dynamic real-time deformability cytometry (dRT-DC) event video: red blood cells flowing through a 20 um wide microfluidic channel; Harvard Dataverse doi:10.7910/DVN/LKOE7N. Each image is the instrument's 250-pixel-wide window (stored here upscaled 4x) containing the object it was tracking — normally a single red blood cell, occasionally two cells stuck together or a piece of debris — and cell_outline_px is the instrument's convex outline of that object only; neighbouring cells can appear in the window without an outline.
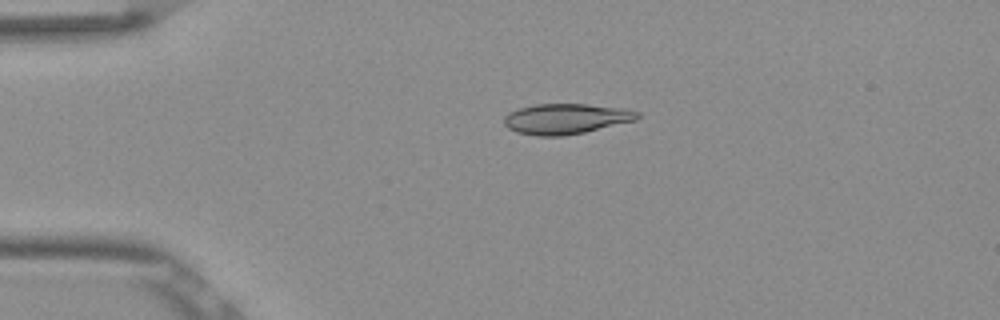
{"species": "Egyptian fruit bat (a non-hibernating species)", "species_latin": "Rousettus aegyptiacus", "temperature_condition": "room temperature", "stored_images_in_passage": 42, "camera_frame_rate_fps": 3000, "um_per_image_px": 0.085, "frame": {"image": 1, "passage_image": 1, "time_ms": 0.0, "image_size_px": [1000, 320], "cell_outline_px": [[640, 116], [636, 120], [584, 132], [564, 136], [536, 136], [516, 132], [508, 128], [504, 124], [504, 116], [508, 112], [520, 108], [536, 104], [588, 104], [624, 108], [640, 112]], "centroid_in_image_um": [48.09, 10.1], "position_along_channel_um": 36.9, "area_um2": 23.7}}
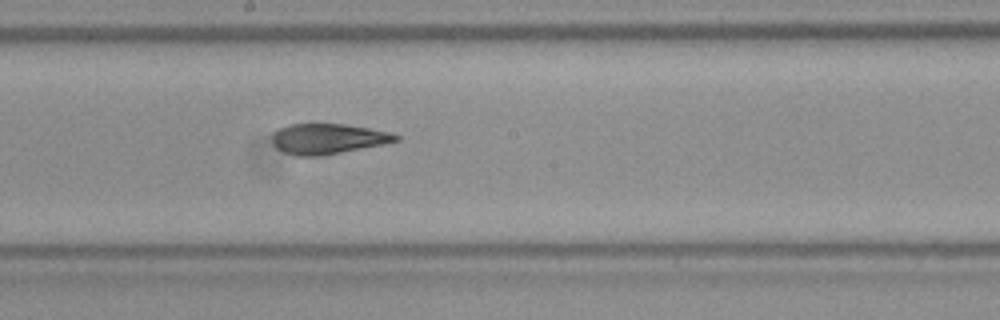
{"frame": {"image": 2, "passage_image": 18, "time_ms": 5.667, "image_size_px": [1000, 320], "cell_outline_px": [[400, 140], [384, 144], [320, 156], [296, 156], [284, 152], [276, 148], [272, 144], [272, 132], [288, 124], [344, 124], [392, 132], [400, 136]], "centroid_in_image_um": [27.85, 11.8], "position_along_channel_um": 220.3, "area_um2": 21.96}}
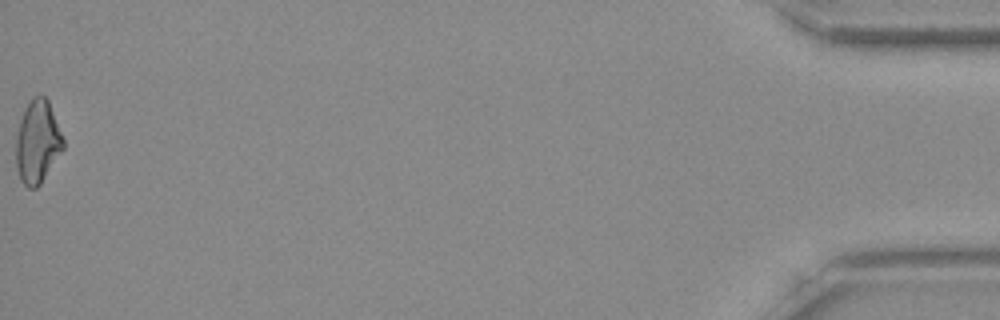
{"frame": {"image": 3, "passage_image": 42, "time_ms": 13.667, "image_size_px": [1000, 320], "cell_outline_px": [[64, 148], [40, 184], [36, 188], [28, 188], [20, 180], [16, 168], [16, 136], [20, 120], [24, 108], [32, 96], [44, 96], [48, 100], [64, 140]], "centroid_in_image_um": [3.17, 12.06], "position_along_channel_um": 432.0, "area_um2": 22.77}, "authors_computed_cell_mechanics": {"area_um2": 22.7732, "velocity_mm_per_s": 3.873, "shape_relaxation_time_tau1_ms": 7.4545, "shape_relaxation_time_tau2_ms": 2.987, "deformation_change_tau1": 0.1908, "deformation_change_tau2": 0.0847}}